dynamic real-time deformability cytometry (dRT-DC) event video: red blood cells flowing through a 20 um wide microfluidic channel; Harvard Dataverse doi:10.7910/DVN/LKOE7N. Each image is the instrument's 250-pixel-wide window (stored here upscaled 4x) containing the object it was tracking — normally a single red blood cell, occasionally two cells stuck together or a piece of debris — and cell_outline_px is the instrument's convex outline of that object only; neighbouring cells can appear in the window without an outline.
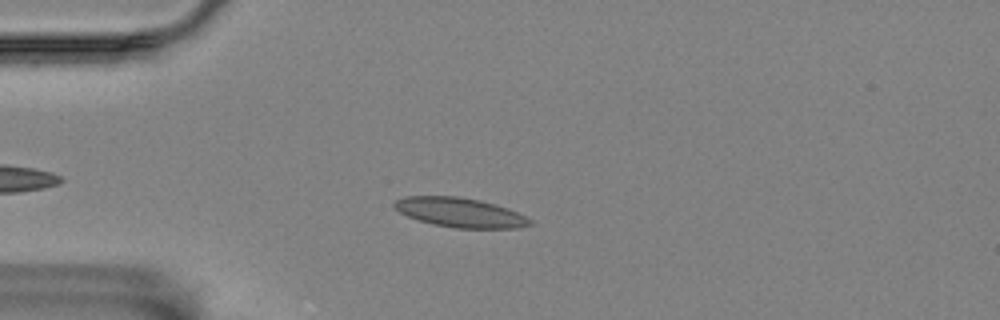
{"species": "Egyptian fruit bat (a non-hibernating species)", "species_latin": "Rousettus aegyptiacus", "temperature_condition": "room temperature", "stored_images_in_passage": 48, "camera_frame_rate_fps": 3000, "um_per_image_px": 0.085, "animal": {"sex": "female"}, "frame": {"image": 1, "passage_image": 10, "time_ms": 3.0, "image_size_px": [1000, 320], "cell_outline_px": [[536, 224], [520, 228], [456, 228], [432, 224], [416, 220], [392, 208], [392, 204], [396, 200], [404, 196], [460, 196], [480, 200], [516, 212], [532, 220]], "centroid_in_image_um": [39.07, 18.07], "position_along_channel_um": 45.9, "area_um2": 23.35}}
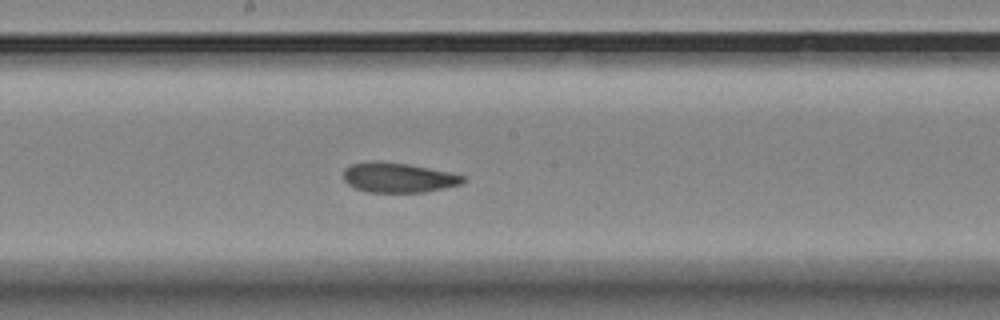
{"frame": {"image": 2, "passage_image": 26, "time_ms": 8.333, "image_size_px": [1000, 320], "cell_outline_px": [[464, 180], [460, 184], [444, 188], [424, 192], [368, 192], [356, 188], [348, 184], [344, 180], [344, 168], [352, 164], [408, 164], [448, 172], [464, 176]], "centroid_in_image_um": [33.88, 15.14], "position_along_channel_um": 214.3, "area_um2": 19.77}}
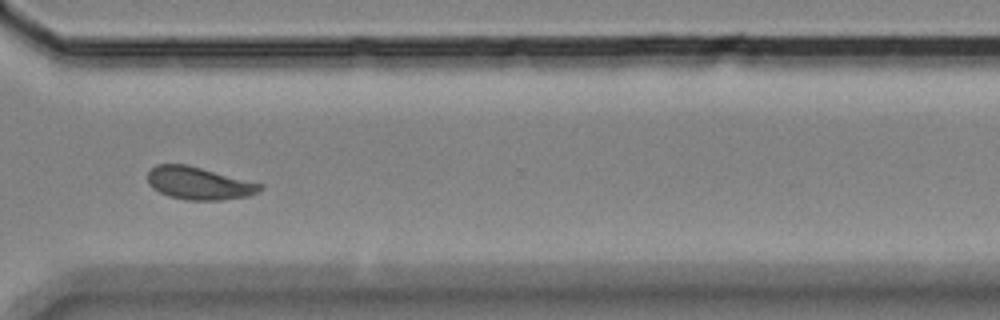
{"frame": {"image": 3, "passage_image": 38, "time_ms": 12.333, "image_size_px": [1000, 320], "cell_outline_px": [[264, 188], [260, 192], [248, 196], [220, 200], [184, 200], [168, 196], [152, 188], [148, 184], [148, 172], [156, 164], [188, 164], [264, 184]], "centroid_in_image_um": [16.93, 15.57], "position_along_channel_um": 353.7, "area_um2": 21.68}, "authors_computed_cell_mechanics": {"area_um2": 21.4149, "velocity_mm_per_s": 3.4902, "shape_relaxation_time_tau1_ms": null, "shape_relaxation_time_tau2_ms": 1.6686, "deformation_change_tau1": null, "deformation_change_tau2": 0.0654}}